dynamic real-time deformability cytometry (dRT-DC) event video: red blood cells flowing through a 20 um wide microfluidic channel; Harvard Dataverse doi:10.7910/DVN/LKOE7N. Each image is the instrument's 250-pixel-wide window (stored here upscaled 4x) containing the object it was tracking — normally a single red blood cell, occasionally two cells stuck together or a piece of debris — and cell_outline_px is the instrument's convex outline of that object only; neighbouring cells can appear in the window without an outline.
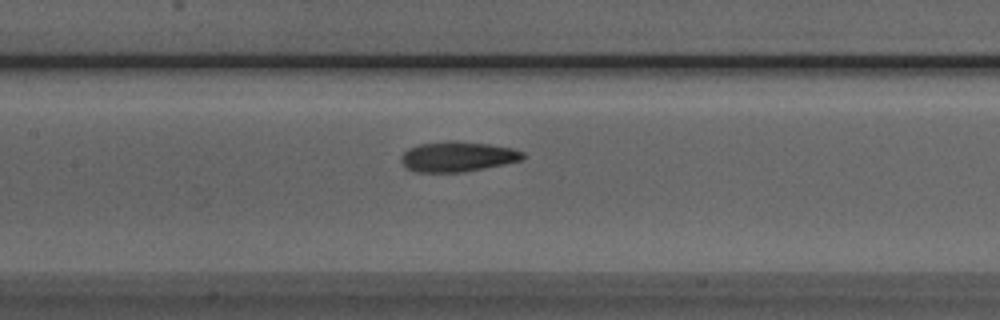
{"species": "Egyptian fruit bat (a non-hibernating species)", "species_latin": "Rousettus aegyptiacus", "temperature_condition": "room temperature", "stored_images_in_passage": 39, "camera_frame_rate_fps": 3000, "um_per_image_px": 0.085, "animal": {"sex": "male"}, "frame": {"image": 1, "passage_image": 11, "time_ms": 3.333, "image_size_px": [1000, 320], "cell_outline_px": [[528, 156], [524, 160], [464, 172], [416, 172], [404, 168], [400, 160], [400, 156], [408, 148], [420, 144], [448, 140], [452, 140], [488, 144], [512, 148], [524, 152]], "centroid_in_image_um": [38.89, 13.31], "position_along_channel_um": 168.5, "area_um2": 21.73}}
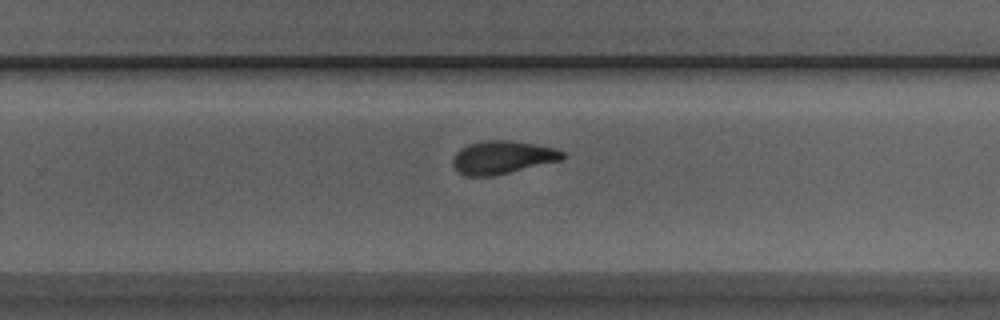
{"frame": {"image": 2, "passage_image": 20, "time_ms": 6.333, "image_size_px": [1000, 320], "cell_outline_px": [[568, 156], [560, 160], [492, 176], [468, 176], [460, 172], [452, 164], [452, 160], [456, 152], [460, 148], [468, 144], [484, 140], [512, 140], [556, 148], [564, 152]], "centroid_in_image_um": [42.71, 13.35], "position_along_channel_um": 287.1, "area_um2": 21.04}}
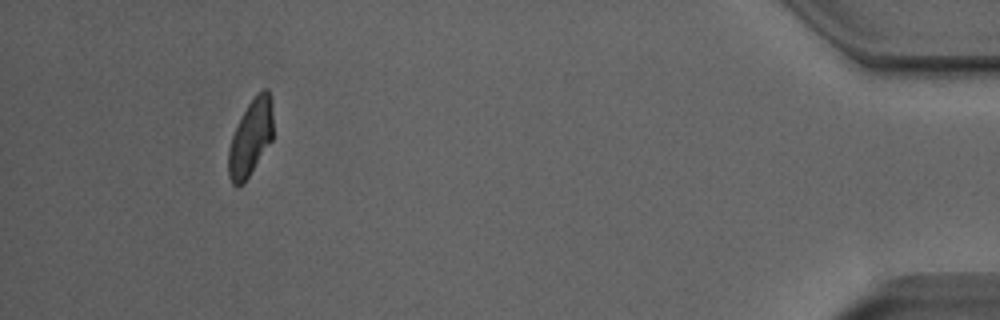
{"frame": {"image": 3, "passage_image": 35, "time_ms": 11.333, "image_size_px": [1000, 320], "cell_outline_px": [[272, 140], [244, 184], [236, 188], [232, 184], [228, 176], [228, 148], [232, 136], [248, 104], [264, 88], [268, 88], [272, 100]], "centroid_in_image_um": [21.29, 11.77], "position_along_channel_um": 413.9, "area_um2": 19.77}, "authors_computed_cell_mechanics": {"area_um2": 21.097, "velocity_mm_per_s": 3.9651, "shape_relaxation_time_tau1_ms": 6.2777, "shape_relaxation_time_tau2_ms": 2.7093, "deformation_change_tau1": 0.1696, "deformation_change_tau2": 0.0926}}